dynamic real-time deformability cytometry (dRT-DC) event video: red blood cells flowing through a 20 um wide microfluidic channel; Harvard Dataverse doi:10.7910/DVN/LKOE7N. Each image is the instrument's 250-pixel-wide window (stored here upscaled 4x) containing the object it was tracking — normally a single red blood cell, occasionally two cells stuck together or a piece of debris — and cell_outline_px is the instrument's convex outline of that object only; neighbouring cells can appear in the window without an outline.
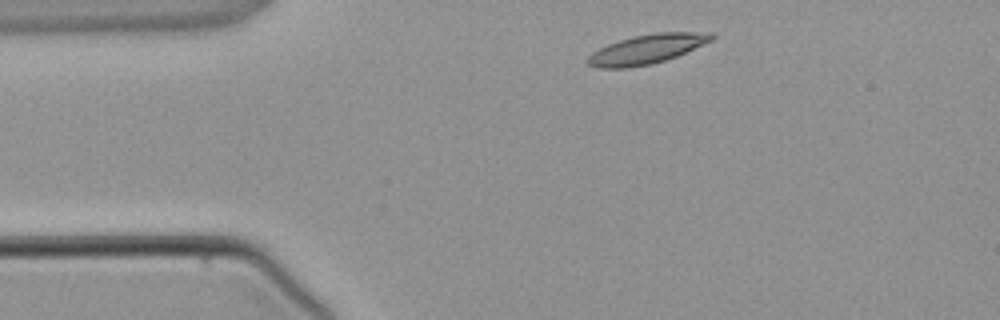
{"species": "common noctule bat (a hibernating species)", "species_latin": "Nyctalus noctula", "temperature_condition": "warm", "stored_images_in_passage": 3, "camera_frame_rate_fps": 3000, "um_per_image_px": 0.085, "animal": {"sex": "male", "body_mass_g": 21.5, "forearm_length_mm": 52.0}, "frame": {"image": 1, "passage_image": 1, "time_ms": 0.0, "image_size_px": [1000, 320], "cell_outline_px": [[716, 36], [712, 40], [676, 56], [652, 64], [628, 68], [600, 68], [588, 64], [584, 60], [592, 52], [608, 44], [632, 36], [656, 32], [712, 32]], "centroid_in_image_um": [54.96, 4.17], "position_along_channel_um": 30.0, "area_um2": 21.15}}